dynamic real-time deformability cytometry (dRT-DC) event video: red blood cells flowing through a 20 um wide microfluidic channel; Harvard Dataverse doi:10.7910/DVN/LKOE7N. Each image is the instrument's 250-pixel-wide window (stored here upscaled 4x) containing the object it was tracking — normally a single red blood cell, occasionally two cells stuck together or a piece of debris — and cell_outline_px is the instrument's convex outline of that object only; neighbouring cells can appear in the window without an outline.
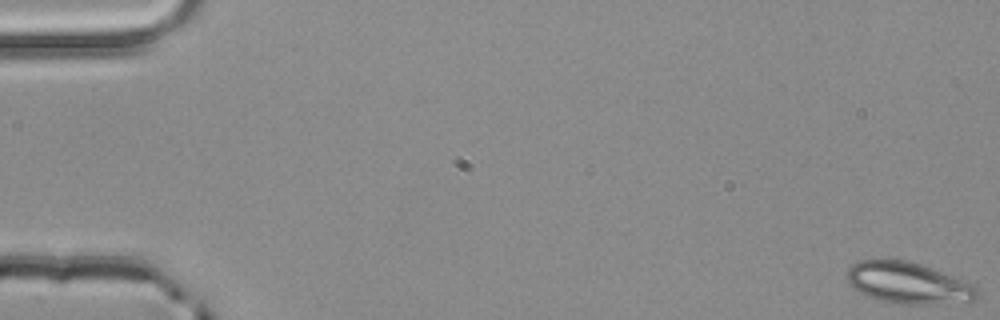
{"species": "common noctule bat (a hibernating species)", "species_latin": "Nyctalus noctula", "temperature_condition": "room temperature", "stored_images_in_passage": 5, "camera_frame_rate_fps": 3000, "um_per_image_px": 0.085, "animal": {"sex": "male", "body_mass_g": 20.4}, "frame": {"image": 1, "passage_image": 1, "time_ms": 0.0, "image_size_px": [1000, 320], "cell_outline_px": [[980, 292], [972, 300], [932, 304], [900, 304], [880, 300], [868, 296], [860, 292], [848, 284], [848, 268], [852, 264], [860, 260], [908, 260], [920, 264], [976, 284]], "centroid_in_image_um": [77.21, 24.05], "position_along_channel_um": 7.8, "area_um2": 31.21}}
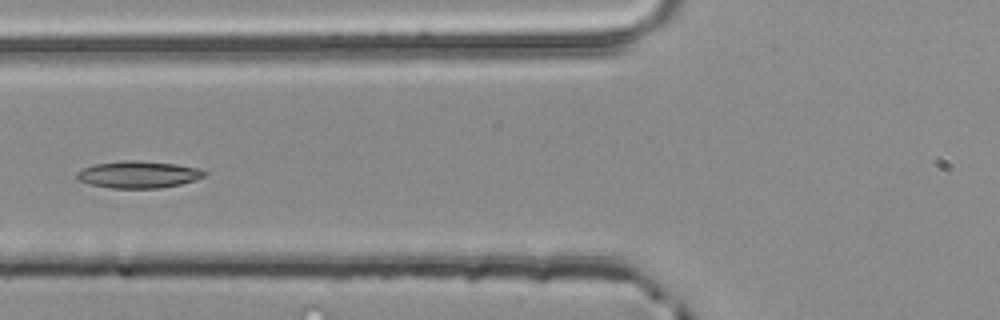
{"frame": {"image": 2, "passage_image": 5, "time_ms": 1.333, "image_size_px": [1000, 320], "cell_outline_px": [[208, 172], [204, 176], [196, 180], [180, 184], [160, 188], [112, 188], [92, 184], [76, 180], [76, 172], [84, 168], [96, 164], [120, 160], [136, 160], [176, 164], [200, 168]], "centroid_in_image_um": [11.78, 14.83], "position_along_channel_um": 114.0, "area_um2": 20.11}}